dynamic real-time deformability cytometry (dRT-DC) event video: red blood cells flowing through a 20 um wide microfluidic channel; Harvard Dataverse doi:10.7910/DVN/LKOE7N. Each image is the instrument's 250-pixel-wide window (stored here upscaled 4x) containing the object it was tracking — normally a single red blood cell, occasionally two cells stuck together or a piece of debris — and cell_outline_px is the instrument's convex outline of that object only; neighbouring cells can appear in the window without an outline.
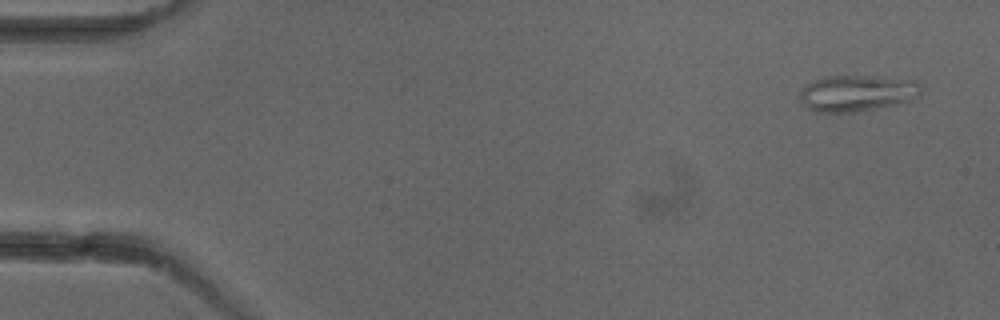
{"species": "common noctule bat (a hibernating species)", "species_latin": "Nyctalus noctula", "temperature_condition": "cold", "stored_images_in_passage": 5, "camera_frame_rate_fps": 3000, "um_per_image_px": 0.085, "animal": {"sex": "female"}, "frame": {"image": 1, "passage_image": 1, "time_ms": 0.0, "image_size_px": [1000, 320], "cell_outline_px": [[920, 92], [916, 96], [908, 100], [896, 104], [856, 112], [812, 112], [800, 100], [800, 92], [808, 84], [824, 76], [880, 76], [916, 80], [920, 88]], "centroid_in_image_um": [72.83, 7.91], "position_along_channel_um": 12.2, "area_um2": 25.43}}
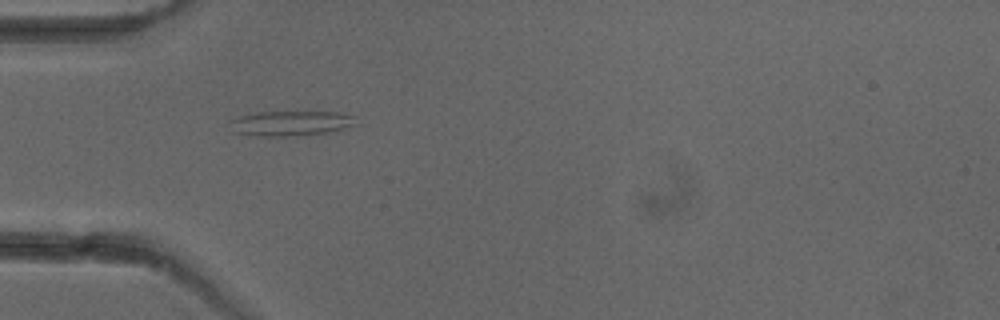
{"frame": {"image": 2, "passage_image": 4, "time_ms": 4.333, "image_size_px": [1000, 320], "cell_outline_px": [[356, 116], [352, 124], [344, 128], [328, 132], [296, 136], [256, 136], [236, 132], [228, 120], [240, 116], [256, 112], [340, 112]], "centroid_in_image_um": [24.69, 10.47], "position_along_channel_um": 60.3, "area_um2": 18.15}}